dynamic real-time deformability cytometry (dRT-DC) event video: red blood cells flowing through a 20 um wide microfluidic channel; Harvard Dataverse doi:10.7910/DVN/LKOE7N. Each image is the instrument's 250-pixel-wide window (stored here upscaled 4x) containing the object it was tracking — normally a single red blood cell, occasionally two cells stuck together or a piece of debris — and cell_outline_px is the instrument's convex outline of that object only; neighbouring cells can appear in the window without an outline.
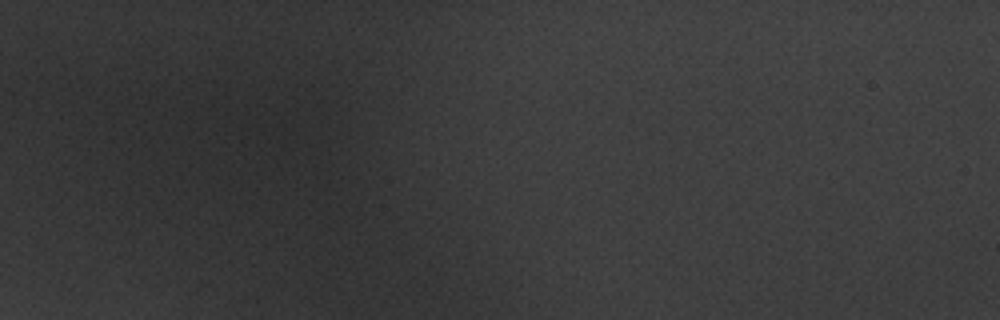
{"species": "common noctule bat (a hibernating species)", "species_latin": "Nyctalus noctula", "temperature_condition": "warm", "stored_images_in_passage": 2, "camera_frame_rate_fps": 3000, "um_per_image_px": 0.085, "animal": {"sex": "male", "body_mass_g": 20.1, "forearm_length_mm": 53.5}, "frame": {"image": 1, "passage_image": 1, "time_ms": 0.0, "image_size_px": [1000, 320], "cell_outline_px": [[332, 152], [328, 160], [316, 172], [284, 160], [276, 148], [276, 136], [280, 116], [316, 136]], "centroid_in_image_um": [25.56, 12.44], "position_along_channel_um": 59.4, "area_um2": 13.12}}